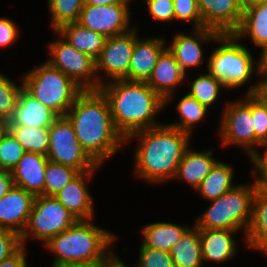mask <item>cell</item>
I'll return each mask as SVG.
<instances>
[{
  "label": "cell",
  "mask_w": 267,
  "mask_h": 267,
  "mask_svg": "<svg viewBox=\"0 0 267 267\" xmlns=\"http://www.w3.org/2000/svg\"><path fill=\"white\" fill-rule=\"evenodd\" d=\"M66 116L82 148L98 165L124 148L126 139L116 129L109 102L100 90H84Z\"/></svg>",
  "instance_id": "cell-1"
},
{
  "label": "cell",
  "mask_w": 267,
  "mask_h": 267,
  "mask_svg": "<svg viewBox=\"0 0 267 267\" xmlns=\"http://www.w3.org/2000/svg\"><path fill=\"white\" fill-rule=\"evenodd\" d=\"M191 138L189 133L167 123L129 135L126 143L138 141L133 159L136 178L155 185L173 180Z\"/></svg>",
  "instance_id": "cell-2"
},
{
  "label": "cell",
  "mask_w": 267,
  "mask_h": 267,
  "mask_svg": "<svg viewBox=\"0 0 267 267\" xmlns=\"http://www.w3.org/2000/svg\"><path fill=\"white\" fill-rule=\"evenodd\" d=\"M99 90L107 98L114 125L125 139L162 124L156 120L165 109L164 100L146 82L118 79L102 84Z\"/></svg>",
  "instance_id": "cell-3"
},
{
  "label": "cell",
  "mask_w": 267,
  "mask_h": 267,
  "mask_svg": "<svg viewBox=\"0 0 267 267\" xmlns=\"http://www.w3.org/2000/svg\"><path fill=\"white\" fill-rule=\"evenodd\" d=\"M117 236L92 223L78 220L73 226L44 244L55 255L51 267L91 264L106 261L114 252Z\"/></svg>",
  "instance_id": "cell-4"
},
{
  "label": "cell",
  "mask_w": 267,
  "mask_h": 267,
  "mask_svg": "<svg viewBox=\"0 0 267 267\" xmlns=\"http://www.w3.org/2000/svg\"><path fill=\"white\" fill-rule=\"evenodd\" d=\"M256 183L237 184L222 196L210 201V206L199 215L195 225L199 229L243 231L245 238L252 217Z\"/></svg>",
  "instance_id": "cell-5"
},
{
  "label": "cell",
  "mask_w": 267,
  "mask_h": 267,
  "mask_svg": "<svg viewBox=\"0 0 267 267\" xmlns=\"http://www.w3.org/2000/svg\"><path fill=\"white\" fill-rule=\"evenodd\" d=\"M240 41L234 33L219 34L214 44L220 45L210 53L207 60V72L220 80L228 90L245 86L254 72L260 76L258 63H255L251 51Z\"/></svg>",
  "instance_id": "cell-6"
},
{
  "label": "cell",
  "mask_w": 267,
  "mask_h": 267,
  "mask_svg": "<svg viewBox=\"0 0 267 267\" xmlns=\"http://www.w3.org/2000/svg\"><path fill=\"white\" fill-rule=\"evenodd\" d=\"M23 88L58 116H65L76 98L84 91L73 79L47 61L22 76Z\"/></svg>",
  "instance_id": "cell-7"
},
{
  "label": "cell",
  "mask_w": 267,
  "mask_h": 267,
  "mask_svg": "<svg viewBox=\"0 0 267 267\" xmlns=\"http://www.w3.org/2000/svg\"><path fill=\"white\" fill-rule=\"evenodd\" d=\"M77 221L54 196H35L26 228L21 235L22 245L25 247L30 237L45 244Z\"/></svg>",
  "instance_id": "cell-8"
},
{
  "label": "cell",
  "mask_w": 267,
  "mask_h": 267,
  "mask_svg": "<svg viewBox=\"0 0 267 267\" xmlns=\"http://www.w3.org/2000/svg\"><path fill=\"white\" fill-rule=\"evenodd\" d=\"M49 161L70 166L79 172L96 171L98 165L82 148L67 116H58L49 127Z\"/></svg>",
  "instance_id": "cell-9"
},
{
  "label": "cell",
  "mask_w": 267,
  "mask_h": 267,
  "mask_svg": "<svg viewBox=\"0 0 267 267\" xmlns=\"http://www.w3.org/2000/svg\"><path fill=\"white\" fill-rule=\"evenodd\" d=\"M54 32L59 37L48 43L50 58L45 61L73 79L84 90H99L101 85L96 75L95 59L78 51L57 31Z\"/></svg>",
  "instance_id": "cell-10"
},
{
  "label": "cell",
  "mask_w": 267,
  "mask_h": 267,
  "mask_svg": "<svg viewBox=\"0 0 267 267\" xmlns=\"http://www.w3.org/2000/svg\"><path fill=\"white\" fill-rule=\"evenodd\" d=\"M227 102L220 119L219 135L222 146L237 145L250 158L255 154V134L252 118V95Z\"/></svg>",
  "instance_id": "cell-11"
},
{
  "label": "cell",
  "mask_w": 267,
  "mask_h": 267,
  "mask_svg": "<svg viewBox=\"0 0 267 267\" xmlns=\"http://www.w3.org/2000/svg\"><path fill=\"white\" fill-rule=\"evenodd\" d=\"M134 42L135 28L118 36L107 37L100 55L95 59L96 75L100 85L118 79L128 80ZM101 71L104 78L99 73Z\"/></svg>",
  "instance_id": "cell-12"
},
{
  "label": "cell",
  "mask_w": 267,
  "mask_h": 267,
  "mask_svg": "<svg viewBox=\"0 0 267 267\" xmlns=\"http://www.w3.org/2000/svg\"><path fill=\"white\" fill-rule=\"evenodd\" d=\"M130 5H84L78 23L106 37L118 36L131 31Z\"/></svg>",
  "instance_id": "cell-13"
},
{
  "label": "cell",
  "mask_w": 267,
  "mask_h": 267,
  "mask_svg": "<svg viewBox=\"0 0 267 267\" xmlns=\"http://www.w3.org/2000/svg\"><path fill=\"white\" fill-rule=\"evenodd\" d=\"M187 33L179 32L172 37V43L166 47L174 55L178 67L187 74L188 69L200 67L204 61L203 44L214 42L219 32L202 27L192 28Z\"/></svg>",
  "instance_id": "cell-14"
},
{
  "label": "cell",
  "mask_w": 267,
  "mask_h": 267,
  "mask_svg": "<svg viewBox=\"0 0 267 267\" xmlns=\"http://www.w3.org/2000/svg\"><path fill=\"white\" fill-rule=\"evenodd\" d=\"M203 27L220 34L234 33L242 20V9L237 0H197Z\"/></svg>",
  "instance_id": "cell-15"
},
{
  "label": "cell",
  "mask_w": 267,
  "mask_h": 267,
  "mask_svg": "<svg viewBox=\"0 0 267 267\" xmlns=\"http://www.w3.org/2000/svg\"><path fill=\"white\" fill-rule=\"evenodd\" d=\"M189 78L177 65L174 55L166 47L158 56L151 77L146 82L163 100L166 108L176 94L177 87Z\"/></svg>",
  "instance_id": "cell-16"
},
{
  "label": "cell",
  "mask_w": 267,
  "mask_h": 267,
  "mask_svg": "<svg viewBox=\"0 0 267 267\" xmlns=\"http://www.w3.org/2000/svg\"><path fill=\"white\" fill-rule=\"evenodd\" d=\"M35 196L17 186L0 199V229L24 232Z\"/></svg>",
  "instance_id": "cell-17"
},
{
  "label": "cell",
  "mask_w": 267,
  "mask_h": 267,
  "mask_svg": "<svg viewBox=\"0 0 267 267\" xmlns=\"http://www.w3.org/2000/svg\"><path fill=\"white\" fill-rule=\"evenodd\" d=\"M138 33V27H135V42L128 68V81L147 82L158 56L166 48L167 40L163 36L140 39Z\"/></svg>",
  "instance_id": "cell-18"
},
{
  "label": "cell",
  "mask_w": 267,
  "mask_h": 267,
  "mask_svg": "<svg viewBox=\"0 0 267 267\" xmlns=\"http://www.w3.org/2000/svg\"><path fill=\"white\" fill-rule=\"evenodd\" d=\"M95 172L97 171L80 172L54 195L78 220H93L95 217L94 199L86 184Z\"/></svg>",
  "instance_id": "cell-19"
},
{
  "label": "cell",
  "mask_w": 267,
  "mask_h": 267,
  "mask_svg": "<svg viewBox=\"0 0 267 267\" xmlns=\"http://www.w3.org/2000/svg\"><path fill=\"white\" fill-rule=\"evenodd\" d=\"M58 115L21 88L13 115L5 126L49 128Z\"/></svg>",
  "instance_id": "cell-20"
},
{
  "label": "cell",
  "mask_w": 267,
  "mask_h": 267,
  "mask_svg": "<svg viewBox=\"0 0 267 267\" xmlns=\"http://www.w3.org/2000/svg\"><path fill=\"white\" fill-rule=\"evenodd\" d=\"M239 231L223 229H199L203 263H223L237 254L235 237Z\"/></svg>",
  "instance_id": "cell-21"
},
{
  "label": "cell",
  "mask_w": 267,
  "mask_h": 267,
  "mask_svg": "<svg viewBox=\"0 0 267 267\" xmlns=\"http://www.w3.org/2000/svg\"><path fill=\"white\" fill-rule=\"evenodd\" d=\"M47 162L45 155L26 152L11 171L14 185L34 196L43 195Z\"/></svg>",
  "instance_id": "cell-22"
},
{
  "label": "cell",
  "mask_w": 267,
  "mask_h": 267,
  "mask_svg": "<svg viewBox=\"0 0 267 267\" xmlns=\"http://www.w3.org/2000/svg\"><path fill=\"white\" fill-rule=\"evenodd\" d=\"M212 155L213 151L210 148L208 150L195 151L189 146L178 165L174 179L186 181L185 183L191 186L193 190H196L218 161Z\"/></svg>",
  "instance_id": "cell-23"
},
{
  "label": "cell",
  "mask_w": 267,
  "mask_h": 267,
  "mask_svg": "<svg viewBox=\"0 0 267 267\" xmlns=\"http://www.w3.org/2000/svg\"><path fill=\"white\" fill-rule=\"evenodd\" d=\"M245 246L267 255V188H258L252 217L244 238Z\"/></svg>",
  "instance_id": "cell-24"
},
{
  "label": "cell",
  "mask_w": 267,
  "mask_h": 267,
  "mask_svg": "<svg viewBox=\"0 0 267 267\" xmlns=\"http://www.w3.org/2000/svg\"><path fill=\"white\" fill-rule=\"evenodd\" d=\"M71 46L96 59L105 45L107 37L82 26L78 22L62 25L56 30Z\"/></svg>",
  "instance_id": "cell-25"
},
{
  "label": "cell",
  "mask_w": 267,
  "mask_h": 267,
  "mask_svg": "<svg viewBox=\"0 0 267 267\" xmlns=\"http://www.w3.org/2000/svg\"><path fill=\"white\" fill-rule=\"evenodd\" d=\"M234 34L240 40L248 37L257 47L264 48L267 45V2L245 9Z\"/></svg>",
  "instance_id": "cell-26"
},
{
  "label": "cell",
  "mask_w": 267,
  "mask_h": 267,
  "mask_svg": "<svg viewBox=\"0 0 267 267\" xmlns=\"http://www.w3.org/2000/svg\"><path fill=\"white\" fill-rule=\"evenodd\" d=\"M169 251L176 267H204L199 228L193 224Z\"/></svg>",
  "instance_id": "cell-27"
},
{
  "label": "cell",
  "mask_w": 267,
  "mask_h": 267,
  "mask_svg": "<svg viewBox=\"0 0 267 267\" xmlns=\"http://www.w3.org/2000/svg\"><path fill=\"white\" fill-rule=\"evenodd\" d=\"M189 227V225H176L169 222L146 224L140 229L141 243L146 247L169 252Z\"/></svg>",
  "instance_id": "cell-28"
},
{
  "label": "cell",
  "mask_w": 267,
  "mask_h": 267,
  "mask_svg": "<svg viewBox=\"0 0 267 267\" xmlns=\"http://www.w3.org/2000/svg\"><path fill=\"white\" fill-rule=\"evenodd\" d=\"M233 167L231 164L218 160L207 177L196 188V191L207 201H212L222 196L235 186L232 181L235 170Z\"/></svg>",
  "instance_id": "cell-29"
},
{
  "label": "cell",
  "mask_w": 267,
  "mask_h": 267,
  "mask_svg": "<svg viewBox=\"0 0 267 267\" xmlns=\"http://www.w3.org/2000/svg\"><path fill=\"white\" fill-rule=\"evenodd\" d=\"M26 152L47 156L50 134L49 128L29 126H5Z\"/></svg>",
  "instance_id": "cell-30"
},
{
  "label": "cell",
  "mask_w": 267,
  "mask_h": 267,
  "mask_svg": "<svg viewBox=\"0 0 267 267\" xmlns=\"http://www.w3.org/2000/svg\"><path fill=\"white\" fill-rule=\"evenodd\" d=\"M176 105L175 108L179 113L180 120L168 123V125L192 136L195 127H197L196 125L207 117L206 114H208L209 109L187 93L181 97Z\"/></svg>",
  "instance_id": "cell-31"
},
{
  "label": "cell",
  "mask_w": 267,
  "mask_h": 267,
  "mask_svg": "<svg viewBox=\"0 0 267 267\" xmlns=\"http://www.w3.org/2000/svg\"><path fill=\"white\" fill-rule=\"evenodd\" d=\"M189 83L190 89L187 94L207 108L219 100L220 90L225 89L222 82L209 73H203Z\"/></svg>",
  "instance_id": "cell-32"
},
{
  "label": "cell",
  "mask_w": 267,
  "mask_h": 267,
  "mask_svg": "<svg viewBox=\"0 0 267 267\" xmlns=\"http://www.w3.org/2000/svg\"><path fill=\"white\" fill-rule=\"evenodd\" d=\"M47 3L54 31L64 24L77 22L84 7V0H47Z\"/></svg>",
  "instance_id": "cell-33"
},
{
  "label": "cell",
  "mask_w": 267,
  "mask_h": 267,
  "mask_svg": "<svg viewBox=\"0 0 267 267\" xmlns=\"http://www.w3.org/2000/svg\"><path fill=\"white\" fill-rule=\"evenodd\" d=\"M79 173L78 170L70 166H65L48 160L45 169L43 195L54 196Z\"/></svg>",
  "instance_id": "cell-34"
},
{
  "label": "cell",
  "mask_w": 267,
  "mask_h": 267,
  "mask_svg": "<svg viewBox=\"0 0 267 267\" xmlns=\"http://www.w3.org/2000/svg\"><path fill=\"white\" fill-rule=\"evenodd\" d=\"M25 153L22 145L4 128L0 132V170L11 172Z\"/></svg>",
  "instance_id": "cell-35"
},
{
  "label": "cell",
  "mask_w": 267,
  "mask_h": 267,
  "mask_svg": "<svg viewBox=\"0 0 267 267\" xmlns=\"http://www.w3.org/2000/svg\"><path fill=\"white\" fill-rule=\"evenodd\" d=\"M18 85L10 78L0 73V123L6 124L13 115L18 95L23 87L22 81Z\"/></svg>",
  "instance_id": "cell-36"
},
{
  "label": "cell",
  "mask_w": 267,
  "mask_h": 267,
  "mask_svg": "<svg viewBox=\"0 0 267 267\" xmlns=\"http://www.w3.org/2000/svg\"><path fill=\"white\" fill-rule=\"evenodd\" d=\"M174 21L193 22V28H202V16L197 0H173Z\"/></svg>",
  "instance_id": "cell-37"
},
{
  "label": "cell",
  "mask_w": 267,
  "mask_h": 267,
  "mask_svg": "<svg viewBox=\"0 0 267 267\" xmlns=\"http://www.w3.org/2000/svg\"><path fill=\"white\" fill-rule=\"evenodd\" d=\"M137 267H176L169 252L144 246L140 243Z\"/></svg>",
  "instance_id": "cell-38"
},
{
  "label": "cell",
  "mask_w": 267,
  "mask_h": 267,
  "mask_svg": "<svg viewBox=\"0 0 267 267\" xmlns=\"http://www.w3.org/2000/svg\"><path fill=\"white\" fill-rule=\"evenodd\" d=\"M252 118L255 134V153L258 147L267 143V112L264 107L252 96Z\"/></svg>",
  "instance_id": "cell-39"
},
{
  "label": "cell",
  "mask_w": 267,
  "mask_h": 267,
  "mask_svg": "<svg viewBox=\"0 0 267 267\" xmlns=\"http://www.w3.org/2000/svg\"><path fill=\"white\" fill-rule=\"evenodd\" d=\"M142 2L146 4L147 10L153 19L163 23H173V0H142Z\"/></svg>",
  "instance_id": "cell-40"
},
{
  "label": "cell",
  "mask_w": 267,
  "mask_h": 267,
  "mask_svg": "<svg viewBox=\"0 0 267 267\" xmlns=\"http://www.w3.org/2000/svg\"><path fill=\"white\" fill-rule=\"evenodd\" d=\"M22 247L19 234L10 230L0 229V262L16 254Z\"/></svg>",
  "instance_id": "cell-41"
},
{
  "label": "cell",
  "mask_w": 267,
  "mask_h": 267,
  "mask_svg": "<svg viewBox=\"0 0 267 267\" xmlns=\"http://www.w3.org/2000/svg\"><path fill=\"white\" fill-rule=\"evenodd\" d=\"M264 152L257 151L249 160L254 165L252 174L258 188H267V143L261 145Z\"/></svg>",
  "instance_id": "cell-42"
},
{
  "label": "cell",
  "mask_w": 267,
  "mask_h": 267,
  "mask_svg": "<svg viewBox=\"0 0 267 267\" xmlns=\"http://www.w3.org/2000/svg\"><path fill=\"white\" fill-rule=\"evenodd\" d=\"M19 29L15 22L9 18H0V48L12 45L19 36Z\"/></svg>",
  "instance_id": "cell-43"
},
{
  "label": "cell",
  "mask_w": 267,
  "mask_h": 267,
  "mask_svg": "<svg viewBox=\"0 0 267 267\" xmlns=\"http://www.w3.org/2000/svg\"><path fill=\"white\" fill-rule=\"evenodd\" d=\"M261 79L256 84L246 91V94H251L267 112V74H260Z\"/></svg>",
  "instance_id": "cell-44"
},
{
  "label": "cell",
  "mask_w": 267,
  "mask_h": 267,
  "mask_svg": "<svg viewBox=\"0 0 267 267\" xmlns=\"http://www.w3.org/2000/svg\"><path fill=\"white\" fill-rule=\"evenodd\" d=\"M26 248L23 246L16 254L0 262V267H28Z\"/></svg>",
  "instance_id": "cell-45"
},
{
  "label": "cell",
  "mask_w": 267,
  "mask_h": 267,
  "mask_svg": "<svg viewBox=\"0 0 267 267\" xmlns=\"http://www.w3.org/2000/svg\"><path fill=\"white\" fill-rule=\"evenodd\" d=\"M14 186L13 176L10 171L0 170V199Z\"/></svg>",
  "instance_id": "cell-46"
},
{
  "label": "cell",
  "mask_w": 267,
  "mask_h": 267,
  "mask_svg": "<svg viewBox=\"0 0 267 267\" xmlns=\"http://www.w3.org/2000/svg\"><path fill=\"white\" fill-rule=\"evenodd\" d=\"M132 0H84V5H130Z\"/></svg>",
  "instance_id": "cell-47"
},
{
  "label": "cell",
  "mask_w": 267,
  "mask_h": 267,
  "mask_svg": "<svg viewBox=\"0 0 267 267\" xmlns=\"http://www.w3.org/2000/svg\"><path fill=\"white\" fill-rule=\"evenodd\" d=\"M261 57L258 60V67L260 74H267V45L262 48Z\"/></svg>",
  "instance_id": "cell-48"
},
{
  "label": "cell",
  "mask_w": 267,
  "mask_h": 267,
  "mask_svg": "<svg viewBox=\"0 0 267 267\" xmlns=\"http://www.w3.org/2000/svg\"><path fill=\"white\" fill-rule=\"evenodd\" d=\"M115 256L113 253L106 261L100 263H91V264H80V265H69L63 267H106V264Z\"/></svg>",
  "instance_id": "cell-49"
},
{
  "label": "cell",
  "mask_w": 267,
  "mask_h": 267,
  "mask_svg": "<svg viewBox=\"0 0 267 267\" xmlns=\"http://www.w3.org/2000/svg\"><path fill=\"white\" fill-rule=\"evenodd\" d=\"M106 267H129L117 254L106 264Z\"/></svg>",
  "instance_id": "cell-50"
},
{
  "label": "cell",
  "mask_w": 267,
  "mask_h": 267,
  "mask_svg": "<svg viewBox=\"0 0 267 267\" xmlns=\"http://www.w3.org/2000/svg\"><path fill=\"white\" fill-rule=\"evenodd\" d=\"M267 2V0H241V9L244 11L245 9H248L249 7H252L257 4H261Z\"/></svg>",
  "instance_id": "cell-51"
},
{
  "label": "cell",
  "mask_w": 267,
  "mask_h": 267,
  "mask_svg": "<svg viewBox=\"0 0 267 267\" xmlns=\"http://www.w3.org/2000/svg\"><path fill=\"white\" fill-rule=\"evenodd\" d=\"M4 128H5V125L0 123V132H1Z\"/></svg>",
  "instance_id": "cell-52"
}]
</instances>
